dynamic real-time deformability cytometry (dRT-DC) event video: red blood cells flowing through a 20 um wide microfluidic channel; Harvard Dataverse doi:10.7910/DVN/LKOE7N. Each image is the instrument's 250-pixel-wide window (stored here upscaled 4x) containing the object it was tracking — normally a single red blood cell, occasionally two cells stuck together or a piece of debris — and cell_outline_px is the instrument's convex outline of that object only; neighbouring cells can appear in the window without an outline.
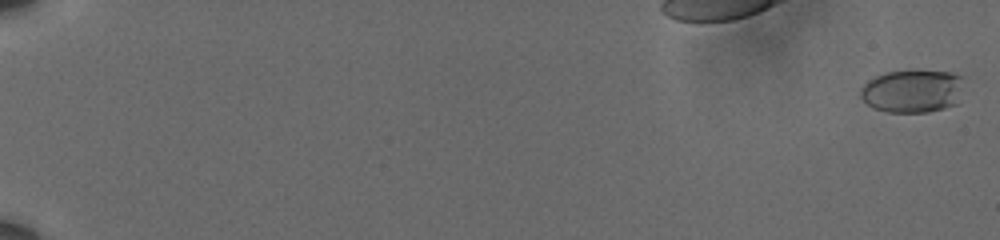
{"species": "human", "species_latin": "Homo sapiens", "temperature_condition": "cold", "stored_images_in_passage": 48, "camera_frame_rate_fps": 3000, "um_per_image_px": 0.085, "donor": {"sex": "male"}, "frame": {"image": 1, "passage_image": 1, "time_ms": 0.0, "image_size_px": [1000, 240], "cell_outline_px": [[960, 76], [956, 104], [944, 108], [928, 112], [888, 112], [872, 108], [860, 96], [860, 88], [868, 80], [876, 76], [888, 72], [952, 72]], "centroid_in_image_um": [77.46, 7.77], "position_along_channel_um": 7.5, "area_um2": 25.09}}
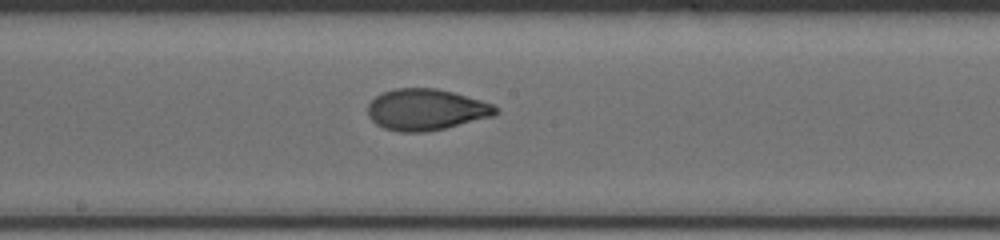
{"frame": {"image": 2, "passage_image": 25, "time_ms": 8.0, "image_size_px": [1000, 240], "cell_outline_px": [[500, 112], [492, 116], [444, 128], [424, 132], [400, 132], [384, 128], [376, 124], [368, 116], [368, 104], [376, 96], [384, 92], [396, 88], [436, 88], [452, 92], [480, 100], [492, 104]], "centroid_in_image_um": [36.19, 9.32], "position_along_channel_um": 212.0, "area_um2": 30.46}}
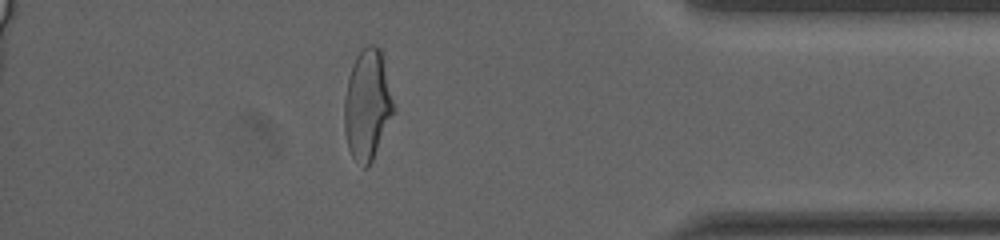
{"frame": {"image": 3, "passage_image": 42, "time_ms": 13.667, "image_size_px": [1000, 240], "cell_outline_px": [[396, 108], [372, 160], [368, 168], [364, 168], [352, 156], [348, 148], [344, 132], [344, 96], [348, 76], [352, 64], [356, 56], [368, 44], [376, 44], [384, 52]], "centroid_in_image_um": [31.25, 8.84], "position_along_channel_um": 404.0, "area_um2": 32.48}, "authors_computed_cell_mechanics": {"area_um2": 30.3739, "velocity_mm_per_s": 3.6194, "shape_relaxation_time_tau1_ms": 3.9716, "shape_relaxation_time_tau2_ms": 0.9153, "deformation_change_tau1": 0.1506, "deformation_change_tau2": 0.0521}}